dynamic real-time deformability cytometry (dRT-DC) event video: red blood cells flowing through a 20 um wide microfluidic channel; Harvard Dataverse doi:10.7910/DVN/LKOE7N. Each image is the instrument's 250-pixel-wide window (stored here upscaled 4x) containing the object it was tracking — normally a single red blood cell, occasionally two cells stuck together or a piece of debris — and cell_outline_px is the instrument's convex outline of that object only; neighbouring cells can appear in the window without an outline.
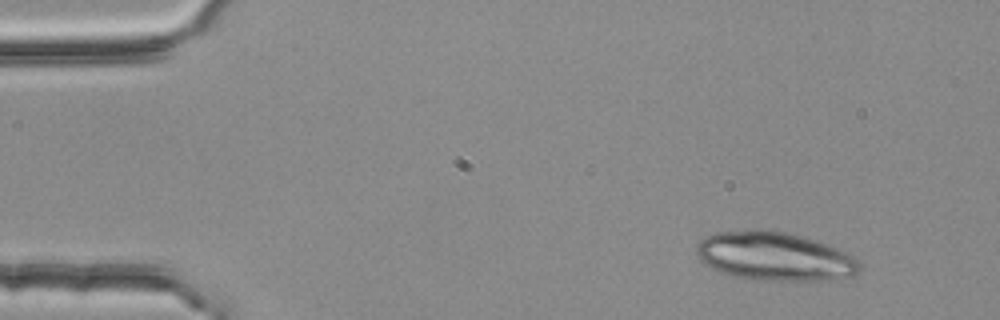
{"species": "common noctule bat (a hibernating species)", "species_latin": "Nyctalus noctula", "temperature_condition": "room temperature", "stored_images_in_passage": 3, "camera_frame_rate_fps": 3000, "um_per_image_px": 0.085, "animal": {"sex": "female", "body_mass_g": 25.1}, "frame": {"image": 1, "passage_image": 1, "time_ms": 0.0, "image_size_px": [1000, 320], "cell_outline_px": [[860, 272], [852, 276], [812, 280], [760, 280], [736, 276], [720, 272], [712, 268], [700, 260], [696, 256], [696, 244], [700, 240], [716, 232], [756, 228], [768, 228], [804, 236], [816, 240], [836, 248], [852, 256], [860, 264]], "centroid_in_image_um": [65.79, 21.75], "position_along_channel_um": 19.2, "area_um2": 46.3}}